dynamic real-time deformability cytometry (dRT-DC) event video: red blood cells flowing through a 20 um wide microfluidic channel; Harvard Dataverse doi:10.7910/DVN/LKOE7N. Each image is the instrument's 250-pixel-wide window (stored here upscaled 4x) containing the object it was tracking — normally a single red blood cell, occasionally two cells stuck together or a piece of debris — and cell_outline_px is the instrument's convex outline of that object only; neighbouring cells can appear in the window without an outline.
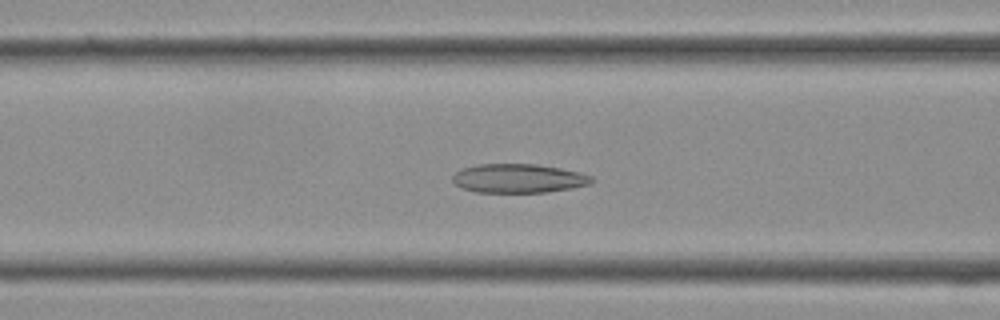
{"species": "Egyptian fruit bat (a non-hibernating species)", "species_latin": "Rousettus aegyptiacus", "temperature_condition": "cold", "stored_images_in_passage": 28, "camera_frame_rate_fps": 3000, "um_per_image_px": 0.085, "frame": {"image": 1, "passage_image": 5, "time_ms": 1.333, "image_size_px": [1000, 320], "cell_outline_px": [[596, 180], [592, 184], [572, 188], [544, 192], [476, 192], [460, 188], [452, 180], [452, 176], [460, 168], [476, 164], [536, 164], [560, 168], [580, 172], [592, 176]], "centroid_in_image_um": [44.08, 15.16], "position_along_channel_um": 122.5, "area_um2": 23.7}}
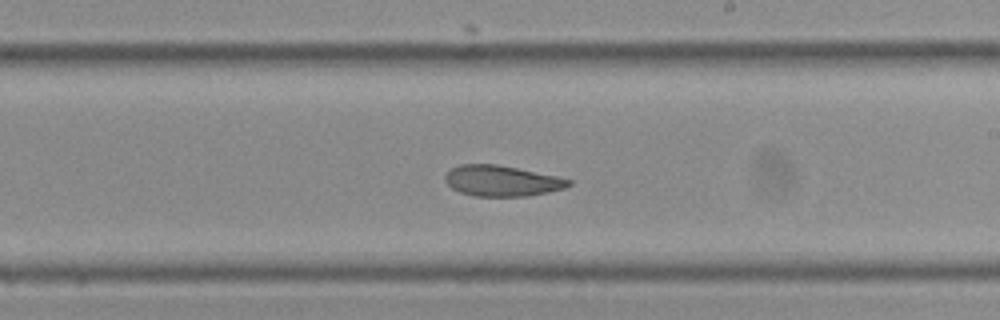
{"frame": {"image": 2, "passage_image": 12, "time_ms": 3.667, "image_size_px": [1000, 320], "cell_outline_px": [[572, 184], [564, 188], [548, 192], [528, 196], [472, 196], [460, 192], [452, 188], [444, 180], [444, 176], [452, 168], [460, 164], [496, 164], [556, 176], [572, 180]], "centroid_in_image_um": [42.64, 15.38], "position_along_channel_um": 246.4, "area_um2": 22.02}}
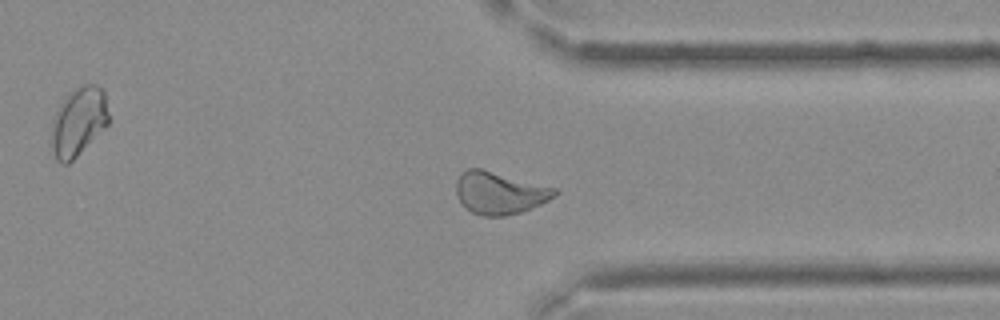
{"frame": {"image": 3, "passage_image": 19, "time_ms": 6.0, "image_size_px": [1000, 320], "cell_outline_px": [[560, 192], [556, 196], [540, 204], [520, 212], [504, 216], [484, 216], [472, 212], [464, 208], [456, 196], [456, 180], [460, 172], [468, 168], [480, 168], [556, 188]], "centroid_in_image_um": [42.43, 16.39], "position_along_channel_um": 369.0, "area_um2": 24.39}}